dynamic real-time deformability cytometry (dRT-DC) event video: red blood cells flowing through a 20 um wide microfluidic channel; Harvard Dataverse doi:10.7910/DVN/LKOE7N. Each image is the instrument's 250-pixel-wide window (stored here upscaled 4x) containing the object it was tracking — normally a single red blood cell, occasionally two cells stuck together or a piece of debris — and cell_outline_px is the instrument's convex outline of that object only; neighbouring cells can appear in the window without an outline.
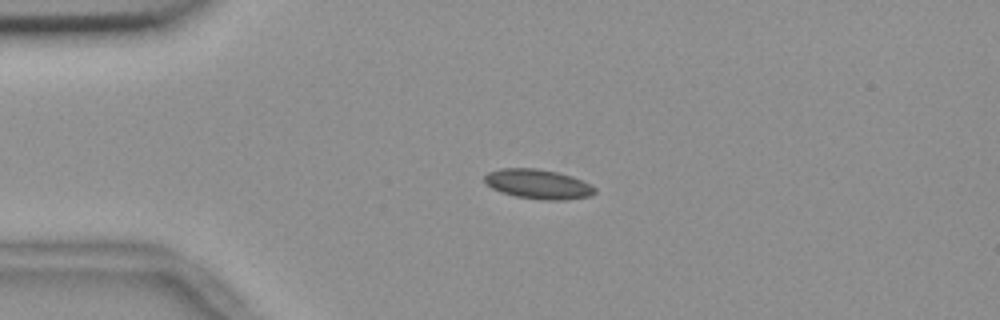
{"species": "common noctule bat (a hibernating species)", "species_latin": "Nyctalus noctula", "temperature_condition": "room temperature", "stored_images_in_passage": 4, "camera_frame_rate_fps": 3000, "um_per_image_px": 0.085, "animal": {"sex": "female", "body_mass_g": 18.4}, "frame": {"image": 1, "passage_image": 3, "time_ms": 0.667, "image_size_px": [1000, 320], "cell_outline_px": [[596, 192], [592, 196], [564, 200], [544, 200], [516, 196], [500, 192], [492, 188], [484, 180], [484, 176], [488, 172], [500, 168], [536, 168], [556, 172], [572, 176], [596, 188]], "centroid_in_image_um": [45.73, 15.65], "position_along_channel_um": 39.3, "area_um2": 18.96}}